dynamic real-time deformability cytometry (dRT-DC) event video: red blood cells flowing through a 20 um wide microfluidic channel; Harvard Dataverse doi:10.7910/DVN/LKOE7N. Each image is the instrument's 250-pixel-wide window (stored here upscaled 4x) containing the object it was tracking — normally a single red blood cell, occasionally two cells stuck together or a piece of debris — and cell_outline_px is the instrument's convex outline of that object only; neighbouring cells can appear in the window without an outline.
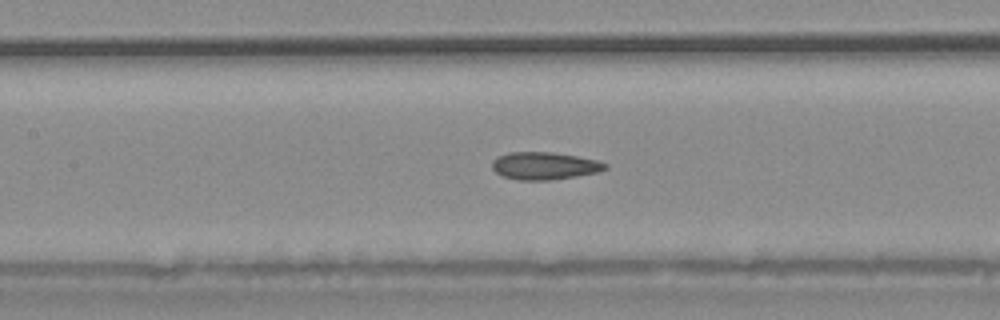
{"species": "common noctule bat (a hibernating species)", "species_latin": "Nyctalus noctula", "temperature_condition": "warm", "stored_images_in_passage": 31, "camera_frame_rate_fps": 3000, "um_per_image_px": 0.085, "animal": {"sex": "male", "body_mass_g": 20.4}, "frame": {"image": 1, "passage_image": 14, "time_ms": 4.333, "image_size_px": [1000, 320], "cell_outline_px": [[608, 168], [596, 172], [576, 176], [552, 180], [516, 180], [500, 176], [492, 168], [492, 160], [496, 156], [508, 152], [552, 152], [576, 156], [596, 160], [608, 164]], "centroid_in_image_um": [46.22, 14.09], "position_along_channel_um": 161.2, "area_um2": 18.26}}